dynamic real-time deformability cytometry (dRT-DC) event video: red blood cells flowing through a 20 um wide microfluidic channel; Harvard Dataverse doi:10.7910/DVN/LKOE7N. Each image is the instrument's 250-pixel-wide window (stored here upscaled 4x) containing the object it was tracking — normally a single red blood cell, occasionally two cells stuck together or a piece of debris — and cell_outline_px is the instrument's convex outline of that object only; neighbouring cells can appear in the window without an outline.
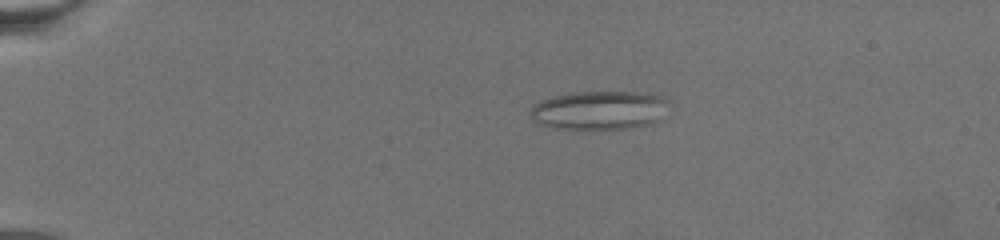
{"species": "common noctule bat (a hibernating species)", "species_latin": "Nyctalus noctula", "temperature_condition": "warm", "stored_images_in_passage": 73, "camera_frame_rate_fps": 3000, "um_per_image_px": 0.085, "animal": {"sex": "female", "body_mass_g": 19.5, "forearm_length_mm": 54.1}, "frame": {"image": 1, "passage_image": 18, "time_ms": 5.667, "image_size_px": [1000, 240], "cell_outline_px": [[668, 100], [664, 120], [656, 124], [628, 128], [552, 128], [536, 124], [532, 120], [528, 112], [532, 104], [540, 100], [552, 96], [576, 92], [636, 92], [664, 96]], "centroid_in_image_um": [50.95, 9.37], "position_along_channel_um": 34.1, "area_um2": 31.91}}
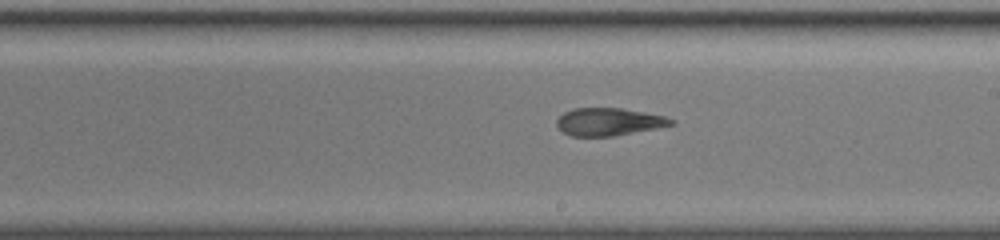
{"frame": {"image": 2, "passage_image": 46, "time_ms": 15.0, "image_size_px": [1000, 240], "cell_outline_px": [[676, 124], [656, 128], [612, 136], [572, 136], [564, 132], [556, 124], [556, 120], [564, 112], [572, 108], [620, 108], [644, 112], [664, 116], [676, 120]], "centroid_in_image_um": [51.76, 10.34], "position_along_channel_um": 237.2, "area_um2": 18.32}}
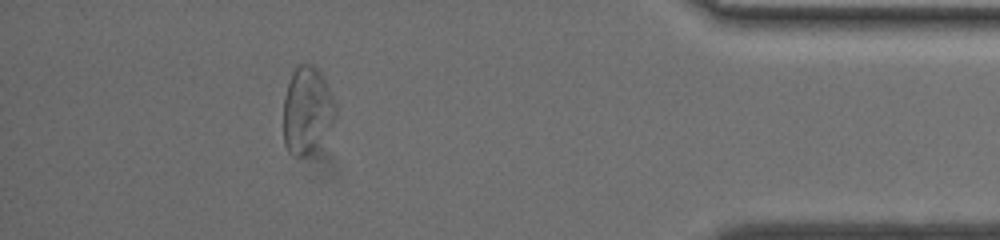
{"frame": {"image": 3, "passage_image": 67, "time_ms": 22.0, "image_size_px": [1000, 240], "cell_outline_px": [[336, 112], [328, 128], [308, 156], [292, 156], [288, 152], [284, 144], [284, 96], [292, 72], [300, 64], [312, 64], [320, 72], [332, 96], [336, 108]], "centroid_in_image_um": [26.05, 9.37], "position_along_channel_um": 409.1, "area_um2": 25.72}}